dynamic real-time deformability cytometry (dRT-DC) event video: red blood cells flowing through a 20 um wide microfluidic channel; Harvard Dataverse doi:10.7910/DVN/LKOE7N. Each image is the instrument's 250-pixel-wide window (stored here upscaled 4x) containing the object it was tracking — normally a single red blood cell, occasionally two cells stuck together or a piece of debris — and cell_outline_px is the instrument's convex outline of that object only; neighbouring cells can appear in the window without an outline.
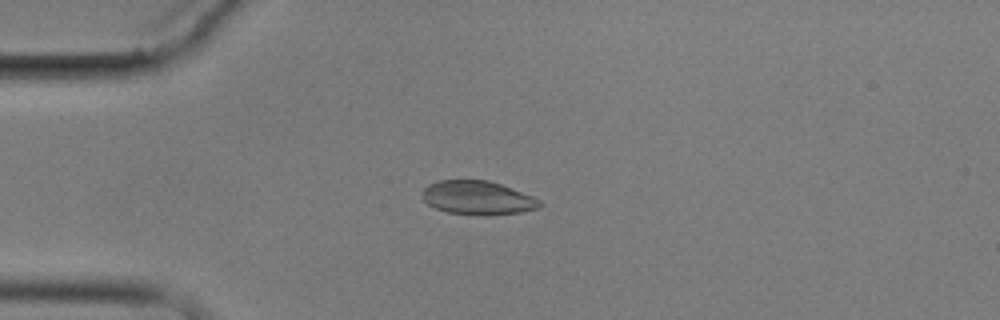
{"species": "common noctule bat (a hibernating species)", "species_latin": "Nyctalus noctula", "temperature_condition": "cold", "stored_images_in_passage": 3, "camera_frame_rate_fps": 3000, "um_per_image_px": 0.085, "animal": {"sex": "male", "body_mass_g": 17.9}, "frame": {"image": 1, "passage_image": 3, "time_ms": 2.667, "image_size_px": [1000, 320], "cell_outline_px": [[544, 204], [540, 208], [520, 212], [484, 216], [448, 212], [436, 208], [428, 204], [424, 200], [424, 188], [428, 184], [440, 180], [488, 180], [500, 184], [532, 196], [540, 200]], "centroid_in_image_um": [40.63, 16.82], "position_along_channel_um": 44.4, "area_um2": 23.0}}